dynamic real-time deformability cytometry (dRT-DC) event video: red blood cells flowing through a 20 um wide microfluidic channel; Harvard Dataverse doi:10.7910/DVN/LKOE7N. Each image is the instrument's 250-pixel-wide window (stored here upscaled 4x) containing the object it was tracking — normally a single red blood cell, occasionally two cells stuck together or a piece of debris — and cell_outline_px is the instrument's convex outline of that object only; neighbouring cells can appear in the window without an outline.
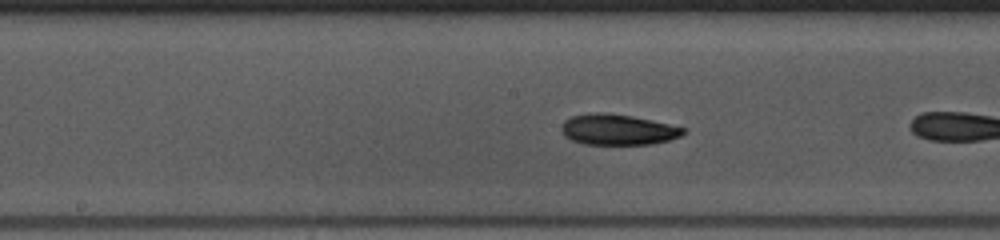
{"species": "common noctule bat (a hibernating species)", "species_latin": "Nyctalus noctula", "temperature_condition": "warm", "stored_images_in_passage": 9, "camera_frame_rate_fps": 3000, "um_per_image_px": 0.085, "animal": {"sex": "female", "body_mass_g": 10.0, "forearm_length_mm": 53.1}, "frame": {"image": 1, "passage_image": 8, "time_ms": 2.333, "image_size_px": [1000, 240], "cell_outline_px": [[684, 132], [680, 136], [668, 140], [652, 144], [584, 144], [572, 140], [564, 136], [560, 128], [564, 120], [572, 116], [592, 112], [604, 112], [632, 116], [668, 124], [684, 128]], "centroid_in_image_um": [52.45, 11.01], "position_along_channel_um": 195.7, "area_um2": 21.68}}